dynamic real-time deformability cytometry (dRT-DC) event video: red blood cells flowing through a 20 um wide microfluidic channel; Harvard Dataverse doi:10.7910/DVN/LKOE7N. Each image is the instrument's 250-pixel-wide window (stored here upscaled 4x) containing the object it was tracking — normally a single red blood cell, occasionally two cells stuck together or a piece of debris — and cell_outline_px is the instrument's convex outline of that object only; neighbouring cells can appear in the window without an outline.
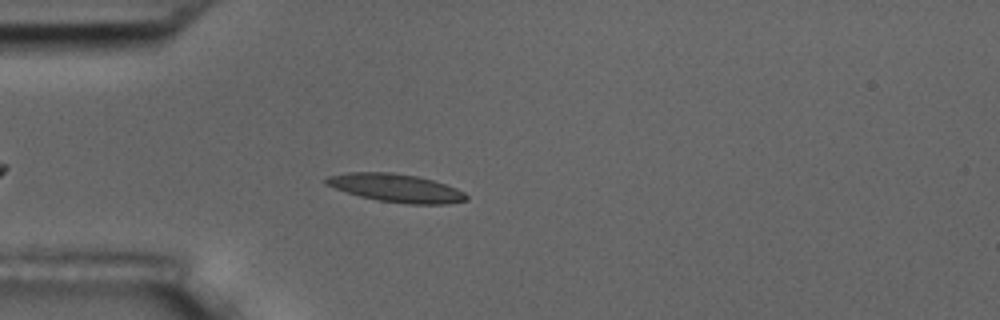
{"species": "common noctule bat (a hibernating species)", "species_latin": "Nyctalus noctula", "temperature_condition": "room temperature", "stored_images_in_passage": 48, "camera_frame_rate_fps": 3000, "um_per_image_px": 0.085, "animal": {"sex": "male", "body_mass_g": 17.5, "forearm_length_mm": 52.3}, "frame": {"image": 1, "passage_image": 8, "time_ms": 2.333, "image_size_px": [1000, 320], "cell_outline_px": [[468, 200], [444, 204], [408, 204], [376, 200], [360, 196], [324, 184], [324, 180], [328, 176], [348, 172], [392, 172], [416, 176], [432, 180], [456, 188], [464, 192], [468, 196]], "centroid_in_image_um": [33.66, 15.98], "position_along_channel_um": 51.3, "area_um2": 22.89}}
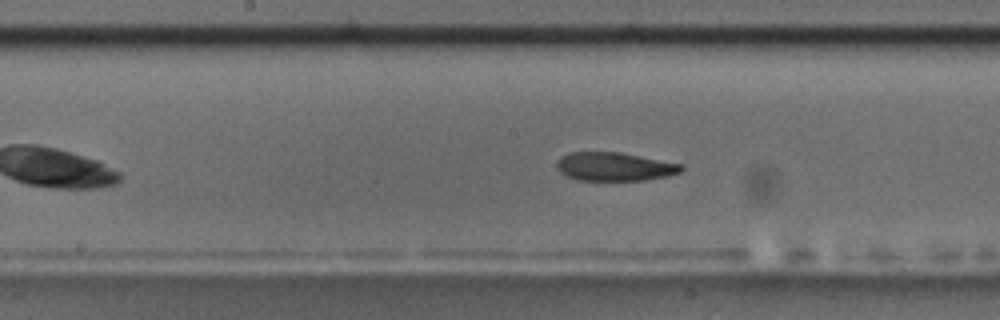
{"frame": {"image": 2, "passage_image": 21, "time_ms": 6.667, "image_size_px": [1000, 320], "cell_outline_px": [[684, 168], [680, 172], [668, 176], [644, 180], [576, 180], [560, 172], [556, 168], [556, 164], [560, 156], [568, 152], [620, 152], [684, 164]], "centroid_in_image_um": [52.23, 14.15], "position_along_channel_um": 196.0, "area_um2": 20.87}}
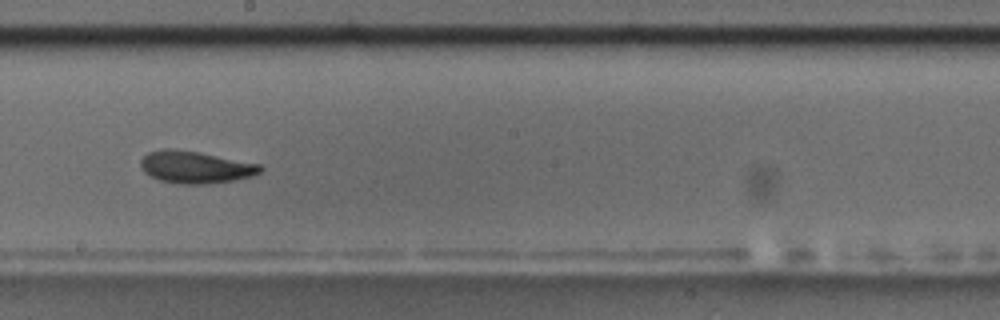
{"frame": {"image": 3, "passage_image": 24, "time_ms": 7.667, "image_size_px": [1000, 320], "cell_outline_px": [[264, 168], [260, 172], [252, 176], [236, 180], [204, 184], [180, 184], [160, 180], [144, 172], [140, 164], [140, 160], [148, 152], [164, 148], [172, 148], [200, 152], [260, 164]], "centroid_in_image_um": [16.62, 14.2], "position_along_channel_um": 231.6, "area_um2": 22.48}, "authors_computed_cell_mechanics": {"area_um2": 21.7039, "velocity_mm_per_s": 3.58, "shape_relaxation_time_tau1_ms": 4.4488, "shape_relaxation_time_tau2_ms": 2.37, "deformation_change_tau1": 0.158, "deformation_change_tau2": 0.0929}}